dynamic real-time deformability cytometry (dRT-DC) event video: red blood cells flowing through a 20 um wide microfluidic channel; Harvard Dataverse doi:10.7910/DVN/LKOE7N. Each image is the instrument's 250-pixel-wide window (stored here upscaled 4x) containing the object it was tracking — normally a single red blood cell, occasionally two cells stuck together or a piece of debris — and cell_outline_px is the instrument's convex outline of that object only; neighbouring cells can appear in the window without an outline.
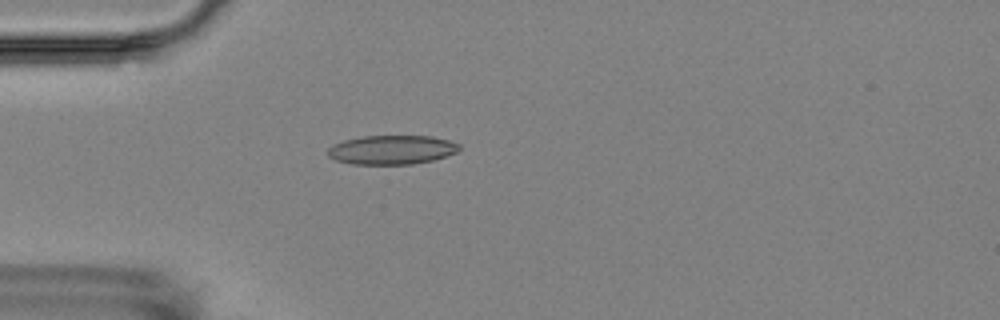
{"species": "Egyptian fruit bat (a non-hibernating species)", "species_latin": "Rousettus aegyptiacus", "temperature_condition": "room temperature", "stored_images_in_passage": 5, "camera_frame_rate_fps": 3000, "um_per_image_px": 0.085, "animal": {"sex": "female"}, "frame": {"image": 1, "passage_image": 4, "time_ms": 4.333, "image_size_px": [1000, 320], "cell_outline_px": [[460, 148], [456, 152], [432, 160], [412, 164], [352, 164], [336, 160], [328, 156], [328, 148], [332, 144], [344, 140], [364, 136], [432, 136], [448, 140], [460, 144]], "centroid_in_image_um": [33.28, 12.73], "position_along_channel_um": 51.7, "area_um2": 22.2}}